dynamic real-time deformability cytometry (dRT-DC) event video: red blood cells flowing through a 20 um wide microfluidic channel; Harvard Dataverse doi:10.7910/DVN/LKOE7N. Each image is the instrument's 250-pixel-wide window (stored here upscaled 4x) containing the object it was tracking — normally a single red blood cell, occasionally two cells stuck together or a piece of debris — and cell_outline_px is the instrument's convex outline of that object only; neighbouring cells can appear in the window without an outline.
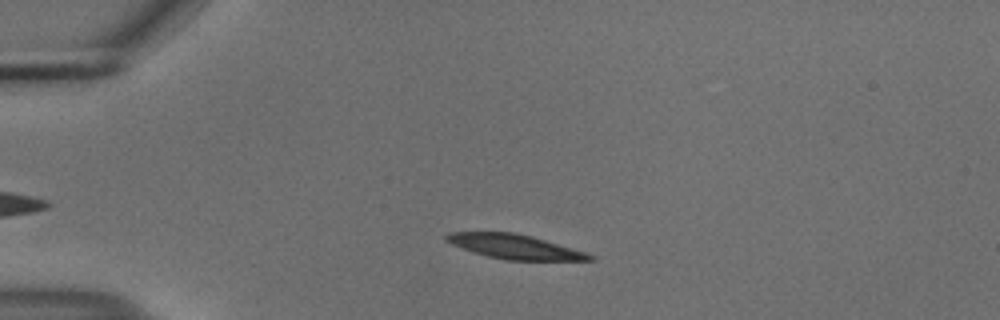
{"species": "common noctule bat (a hibernating species)", "species_latin": "Nyctalus noctula", "temperature_condition": "cold", "stored_images_in_passage": 50, "camera_frame_rate_fps": 3000, "um_per_image_px": 0.085, "animal": {"sex": "male", "body_mass_g": 18.8}, "frame": {"image": 1, "passage_image": 8, "time_ms": 2.333, "image_size_px": [1000, 320], "cell_outline_px": [[596, 260], [504, 260], [472, 252], [452, 244], [444, 240], [444, 236], [448, 232], [516, 232], [532, 236], [584, 252], [596, 256]], "centroid_in_image_um": [43.71, 20.96], "position_along_channel_um": 41.3, "area_um2": 20.35}}
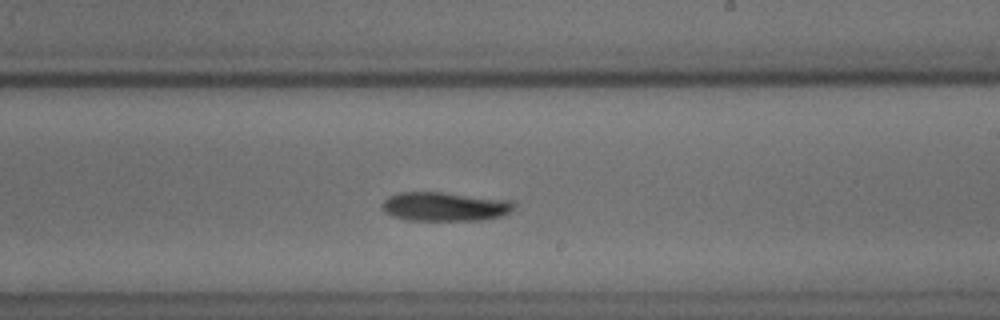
{"frame": {"image": 2, "passage_image": 28, "time_ms": 9.0, "image_size_px": [1000, 320], "cell_outline_px": [[516, 204], [504, 216], [484, 220], [408, 220], [392, 216], [384, 212], [384, 200], [388, 196], [400, 192], [440, 192], [512, 200]], "centroid_in_image_um": [37.83, 17.56], "position_along_channel_um": 251.2, "area_um2": 22.25}}
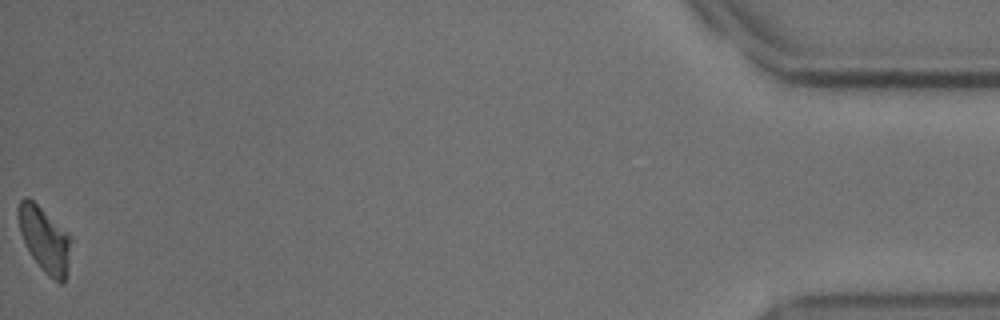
{"frame": {"image": 3, "passage_image": 50, "time_ms": 16.333, "image_size_px": [1000, 320], "cell_outline_px": [[72, 240], [68, 264], [64, 284], [60, 284], [48, 276], [44, 272], [32, 256], [20, 232], [16, 216], [16, 208], [20, 200], [24, 196], [28, 196], [68, 232]], "centroid_in_image_um": [3.78, 20.32], "position_along_channel_um": 431.4, "area_um2": 20.17}, "authors_computed_cell_mechanics": {"area_um2": 21.2993, "velocity_mm_per_s": 3.664, "shape_relaxation_time_tau1_ms": 6.9644, "shape_relaxation_time_tau2_ms": null, "deformation_change_tau1": 0.1558, "deformation_change_tau2": null}}